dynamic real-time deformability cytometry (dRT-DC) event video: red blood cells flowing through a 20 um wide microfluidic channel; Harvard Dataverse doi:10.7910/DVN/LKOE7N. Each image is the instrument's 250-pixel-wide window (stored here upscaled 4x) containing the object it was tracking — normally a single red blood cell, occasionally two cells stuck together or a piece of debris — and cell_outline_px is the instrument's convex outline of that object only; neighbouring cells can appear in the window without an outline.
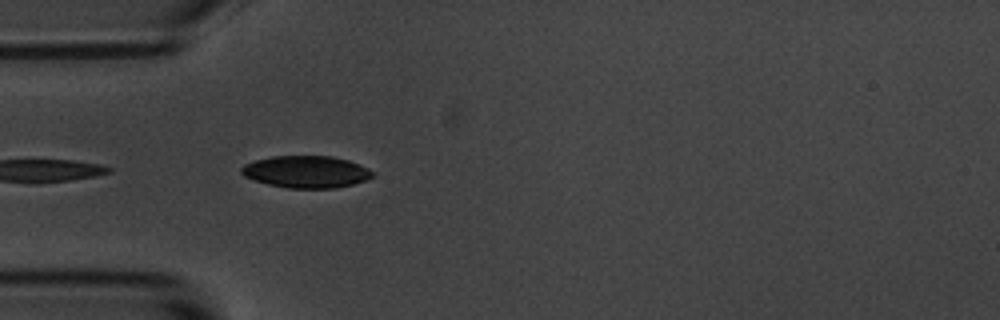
{"species": "common noctule bat (a hibernating species)", "species_latin": "Nyctalus noctula", "temperature_condition": "room temperature", "stored_images_in_passage": 2, "camera_frame_rate_fps": 3000, "um_per_image_px": 0.085, "animal": {"sex": "male", "body_mass_g": 20.1, "forearm_length_mm": 53.5}, "frame": {"image": 1, "passage_image": 2, "time_ms": 1.0, "image_size_px": [1000, 320], "cell_outline_px": [[372, 176], [364, 180], [352, 184], [336, 188], [288, 188], [268, 184], [244, 176], [240, 172], [240, 168], [244, 164], [256, 160], [272, 156], [332, 156], [348, 160], [360, 164], [368, 168], [372, 172]], "centroid_in_image_um": [26.01, 14.59], "position_along_channel_um": 59.0, "area_um2": 24.33}}